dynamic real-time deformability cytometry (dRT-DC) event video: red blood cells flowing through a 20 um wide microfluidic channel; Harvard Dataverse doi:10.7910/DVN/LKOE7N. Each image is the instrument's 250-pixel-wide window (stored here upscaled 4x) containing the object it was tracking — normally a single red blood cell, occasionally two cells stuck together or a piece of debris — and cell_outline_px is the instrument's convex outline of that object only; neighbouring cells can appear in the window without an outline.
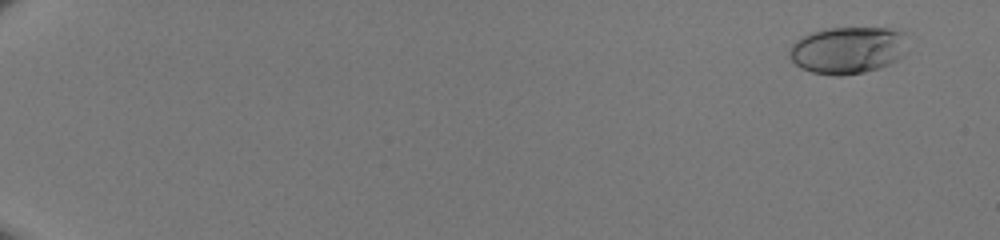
{"species": "human", "species_latin": "Homo sapiens", "temperature_condition": "room temperature", "stored_images_in_passage": 52, "camera_frame_rate_fps": 3000, "um_per_image_px": 0.085, "donor": {"sex": "male"}, "frame": {"image": 1, "passage_image": 4, "time_ms": 1.0, "image_size_px": [1000, 240], "cell_outline_px": [[908, 52], [900, 60], [864, 72], [840, 76], [836, 76], [812, 72], [800, 68], [788, 56], [788, 48], [800, 36], [812, 32], [828, 28], [888, 28], [904, 32], [908, 36]], "centroid_in_image_um": [72.1, 4.25], "position_along_channel_um": 12.9, "area_um2": 33.06}}
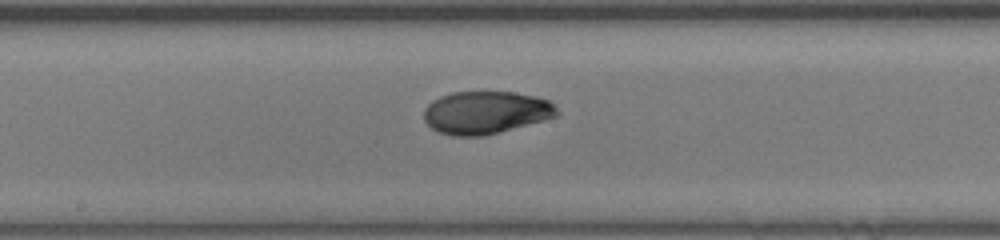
{"frame": {"image": 2, "passage_image": 32, "time_ms": 10.333, "image_size_px": [1000, 240], "cell_outline_px": [[560, 112], [556, 116], [544, 120], [480, 136], [452, 136], [440, 132], [432, 128], [424, 120], [424, 108], [432, 100], [440, 96], [452, 92], [512, 92], [536, 96], [548, 100]], "centroid_in_image_um": [41.26, 9.55], "position_along_channel_um": 206.9, "area_um2": 32.83}}
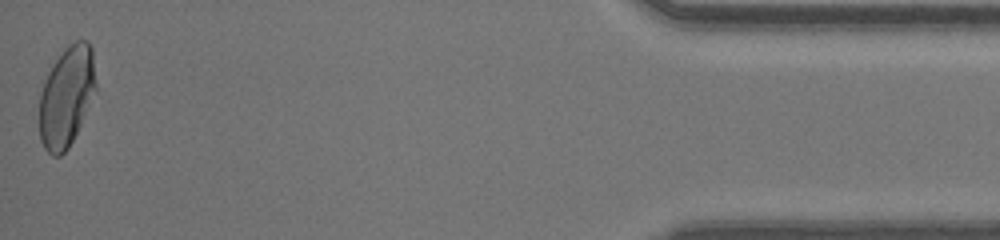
{"frame": {"image": 3, "passage_image": 52, "time_ms": 17.0, "image_size_px": [1000, 240], "cell_outline_px": [[96, 92], [68, 148], [60, 156], [52, 156], [44, 148], [40, 140], [40, 92], [44, 80], [52, 64], [64, 48], [68, 44], [76, 40], [88, 40], [92, 48], [96, 84]], "centroid_in_image_um": [5.66, 8.17], "position_along_channel_um": 429.5, "area_um2": 33.12}}